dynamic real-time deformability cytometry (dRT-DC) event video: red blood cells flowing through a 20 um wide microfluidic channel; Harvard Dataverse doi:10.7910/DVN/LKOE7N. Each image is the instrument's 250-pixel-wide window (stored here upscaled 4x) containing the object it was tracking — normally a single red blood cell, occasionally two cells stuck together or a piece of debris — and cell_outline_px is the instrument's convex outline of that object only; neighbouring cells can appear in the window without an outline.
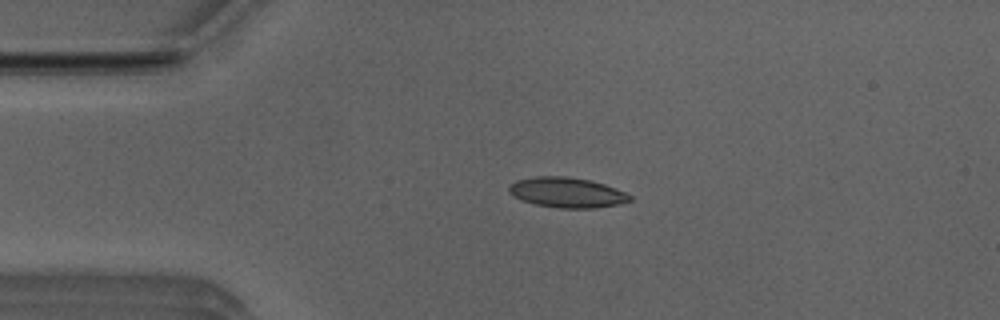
{"species": "Egyptian fruit bat (a non-hibernating species)", "species_latin": "Rousettus aegyptiacus", "temperature_condition": "room temperature", "stored_images_in_passage": 47, "camera_frame_rate_fps": 3000, "um_per_image_px": 0.085, "animal": {"sex": "male"}, "frame": {"image": 1, "passage_image": 7, "time_ms": 2.0, "image_size_px": [1000, 320], "cell_outline_px": [[632, 200], [620, 204], [596, 208], [560, 208], [536, 204], [512, 196], [508, 192], [508, 184], [516, 180], [536, 176], [568, 176], [588, 180], [604, 184], [616, 188], [632, 196]], "centroid_in_image_um": [48.18, 16.36], "position_along_channel_um": 36.8, "area_um2": 21.33}}
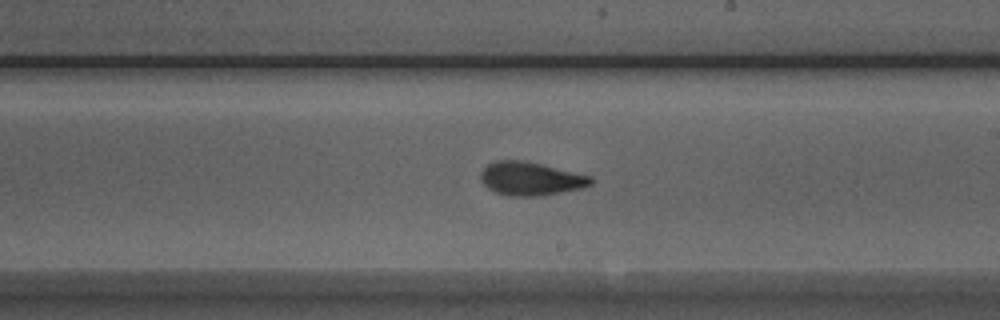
{"frame": {"image": 2, "passage_image": 25, "time_ms": 8.0, "image_size_px": [1000, 320], "cell_outline_px": [[592, 184], [580, 188], [540, 196], [508, 196], [496, 192], [488, 188], [480, 180], [480, 172], [488, 164], [496, 160], [524, 160], [592, 176]], "centroid_in_image_um": [45.07, 15.18], "position_along_channel_um": 243.9, "area_um2": 21.39}}
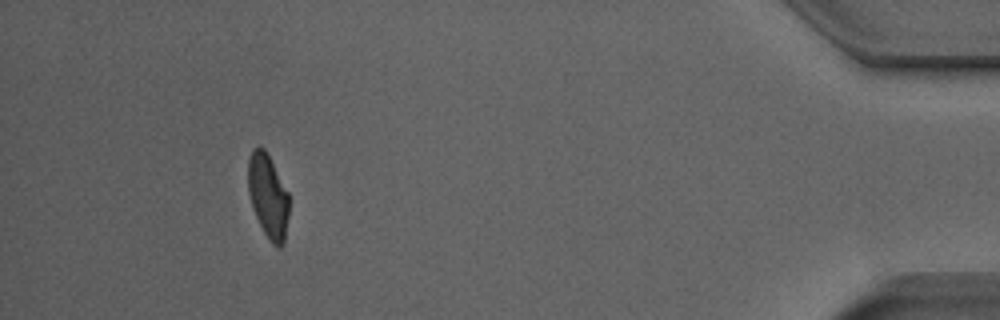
{"frame": {"image": 3, "passage_image": 43, "time_ms": 14.0, "image_size_px": [1000, 320], "cell_outline_px": [[288, 216], [284, 244], [280, 248], [276, 248], [268, 240], [252, 208], [248, 192], [248, 160], [252, 148], [264, 148], [288, 192]], "centroid_in_image_um": [22.77, 16.71], "position_along_channel_um": 412.4, "area_um2": 19.94}, "authors_computed_cell_mechanics": {"area_um2": 20.9814, "velocity_mm_per_s": 3.9487, "shape_relaxation_time_tau1_ms": 3.0045, "shape_relaxation_time_tau2_ms": 1.4116, "deformation_change_tau1": 0.1413, "deformation_change_tau2": 0.0687}}